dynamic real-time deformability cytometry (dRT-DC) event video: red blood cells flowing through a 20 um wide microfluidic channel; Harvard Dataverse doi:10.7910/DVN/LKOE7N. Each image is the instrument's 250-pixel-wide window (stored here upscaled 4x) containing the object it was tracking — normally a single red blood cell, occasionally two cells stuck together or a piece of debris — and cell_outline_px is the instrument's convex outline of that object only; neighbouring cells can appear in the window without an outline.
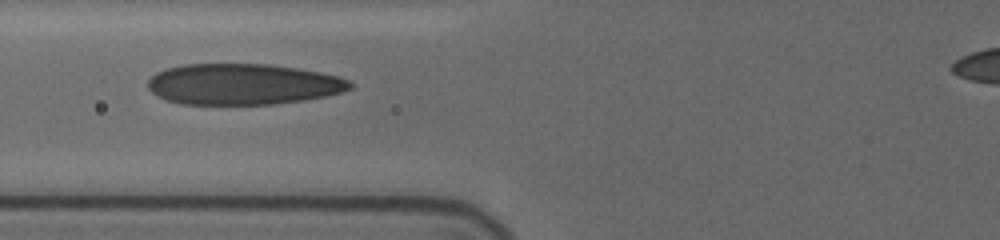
{"species": "human", "species_latin": "Homo sapiens", "temperature_condition": "cold", "stored_images_in_passage": 19, "camera_frame_rate_fps": 3000, "um_per_image_px": 0.085, "donor": {"sex": "female"}, "frame": {"image": 1, "passage_image": 2, "time_ms": 1.0, "image_size_px": [1000, 240], "cell_outline_px": [[352, 88], [340, 92], [324, 96], [276, 104], [180, 104], [156, 96], [148, 88], [148, 80], [156, 72], [168, 68], [184, 64], [268, 64], [296, 68], [320, 72], [340, 76], [348, 80], [352, 84]], "centroid_in_image_um": [20.62, 7.15], "position_along_channel_um": 105.2, "area_um2": 48.15}}
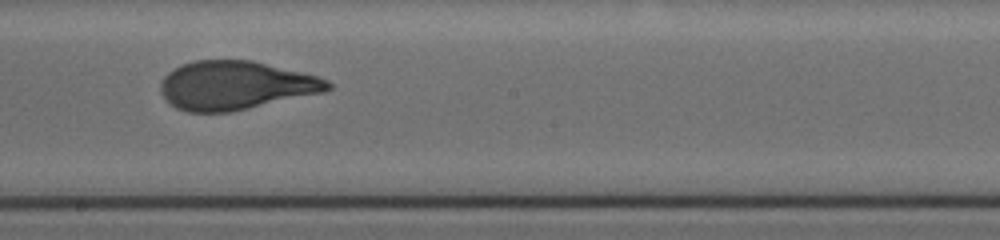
{"frame": {"image": 2, "passage_image": 8, "time_ms": 4.333, "image_size_px": [1000, 240], "cell_outline_px": [[332, 88], [324, 92], [232, 112], [188, 112], [176, 108], [160, 92], [160, 84], [164, 76], [168, 72], [180, 64], [196, 60], [252, 60], [320, 76], [328, 80], [332, 84]], "centroid_in_image_um": [20.04, 7.25], "position_along_channel_um": 228.2, "area_um2": 47.63}}
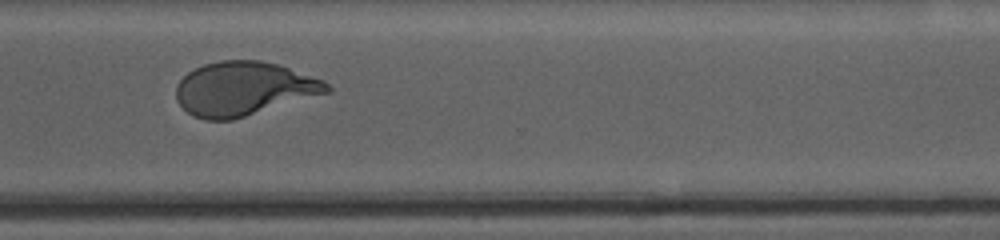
{"frame": {"image": 3, "passage_image": 15, "time_ms": 7.667, "image_size_px": [1000, 240], "cell_outline_px": [[332, 92], [232, 120], [204, 120], [192, 116], [176, 100], [176, 84], [188, 72], [204, 64], [220, 60], [260, 60], [276, 64], [324, 80], [332, 88]], "centroid_in_image_um": [20.72, 7.55], "position_along_channel_um": 349.9, "area_um2": 47.45}, "authors_computed_cell_mechanics": {"area_um2": 47.6272, "velocity_mm_per_s": 3.6568, "shape_relaxation_time_tau1_ms": 4.558, "shape_relaxation_time_tau2_ms": null, "deformation_change_tau1": 0.1953, "deformation_change_tau2": null}}